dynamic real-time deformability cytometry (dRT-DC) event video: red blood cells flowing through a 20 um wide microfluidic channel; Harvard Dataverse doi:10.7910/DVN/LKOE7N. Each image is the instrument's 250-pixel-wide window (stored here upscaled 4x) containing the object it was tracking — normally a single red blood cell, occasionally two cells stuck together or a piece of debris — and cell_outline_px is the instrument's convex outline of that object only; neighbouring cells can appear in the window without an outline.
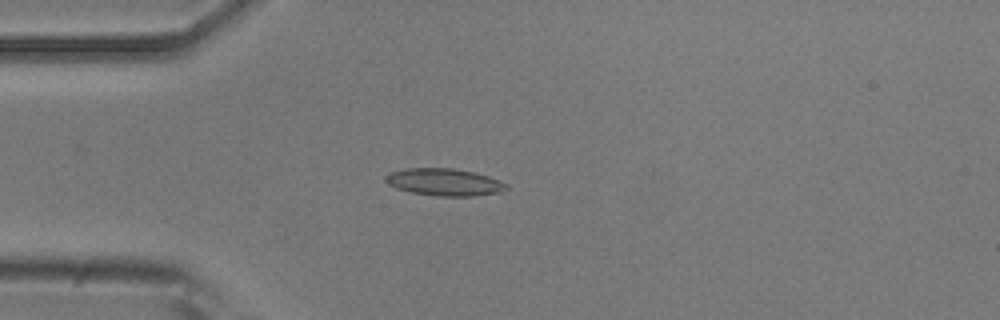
{"species": "common noctule bat (a hibernating species)", "species_latin": "Nyctalus noctula", "temperature_condition": "room temperature", "stored_images_in_passage": 4, "camera_frame_rate_fps": 3000, "um_per_image_px": 0.085, "animal": {"sex": "male", "body_mass_g": 20.5, "forearm_length_mm": 52.5}, "frame": {"image": 1, "passage_image": 4, "time_ms": 1.0, "image_size_px": [1000, 320], "cell_outline_px": [[508, 188], [500, 192], [472, 196], [436, 196], [412, 192], [396, 188], [388, 184], [384, 180], [384, 176], [392, 172], [404, 168], [452, 168], [472, 172], [488, 176], [508, 184]], "centroid_in_image_um": [37.75, 15.48], "position_along_channel_um": 47.3, "area_um2": 19.07}}